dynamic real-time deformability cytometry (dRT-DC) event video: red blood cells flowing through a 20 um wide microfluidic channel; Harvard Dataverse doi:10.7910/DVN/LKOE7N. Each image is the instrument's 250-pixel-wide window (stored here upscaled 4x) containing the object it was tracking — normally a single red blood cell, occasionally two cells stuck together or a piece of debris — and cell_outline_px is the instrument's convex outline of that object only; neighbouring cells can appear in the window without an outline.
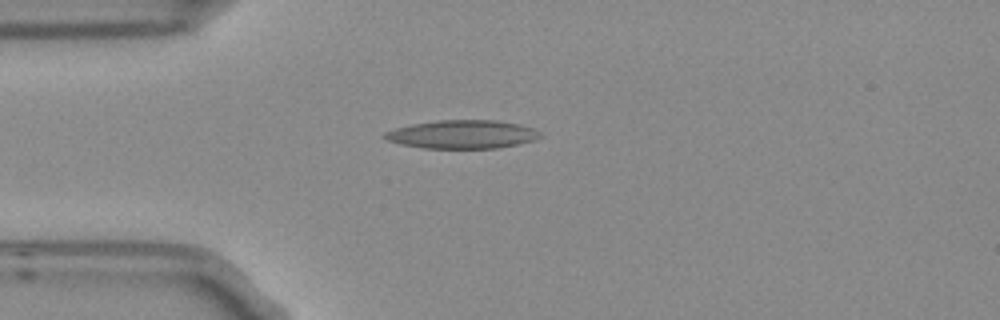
{"species": "Egyptian fruit bat (a non-hibernating species)", "species_latin": "Rousettus aegyptiacus", "temperature_condition": "room temperature", "stored_images_in_passage": 1, "camera_frame_rate_fps": 3000, "um_per_image_px": 0.085, "frame": {"image": 1, "passage_image": 1, "time_ms": 0.0, "image_size_px": [1000, 320], "cell_outline_px": [[544, 136], [532, 140], [516, 144], [496, 148], [424, 148], [400, 144], [388, 140], [380, 136], [384, 132], [396, 128], [412, 124], [440, 120], [496, 120], [516, 124], [532, 128]], "centroid_in_image_um": [39.24, 11.42], "position_along_channel_um": 45.8, "area_um2": 25.49}}